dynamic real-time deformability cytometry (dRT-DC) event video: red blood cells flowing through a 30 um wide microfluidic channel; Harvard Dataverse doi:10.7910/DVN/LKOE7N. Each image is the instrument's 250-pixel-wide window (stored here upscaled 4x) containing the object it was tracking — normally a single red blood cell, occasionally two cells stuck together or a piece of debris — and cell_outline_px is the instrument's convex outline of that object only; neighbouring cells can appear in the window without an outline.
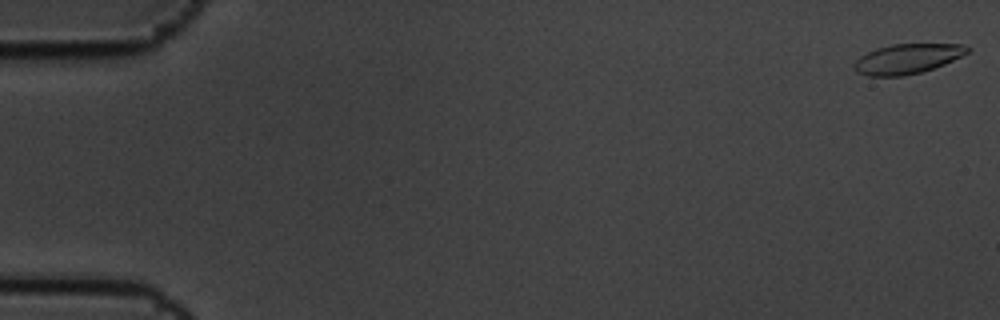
{"species": "common noctule bat (a hibernating species)", "species_latin": "Nyctalus noctula", "temperature_condition": "cold", "stored_images_in_passage": 6, "camera_frame_rate_fps": 3000, "um_per_image_px": 0.085, "animal": {"sex": "male", "body_mass_g": 19.5, "forearm_length_mm": 54.6}, "frame": {"image": 1, "passage_image": 1, "time_ms": 0.0, "image_size_px": [1000, 320], "cell_outline_px": [[972, 48], [968, 52], [944, 64], [920, 72], [904, 76], [868, 76], [856, 72], [852, 64], [860, 56], [876, 48], [892, 44], [964, 44]], "centroid_in_image_um": [77.09, 4.99], "position_along_channel_um": 7.9, "area_um2": 19.65}}